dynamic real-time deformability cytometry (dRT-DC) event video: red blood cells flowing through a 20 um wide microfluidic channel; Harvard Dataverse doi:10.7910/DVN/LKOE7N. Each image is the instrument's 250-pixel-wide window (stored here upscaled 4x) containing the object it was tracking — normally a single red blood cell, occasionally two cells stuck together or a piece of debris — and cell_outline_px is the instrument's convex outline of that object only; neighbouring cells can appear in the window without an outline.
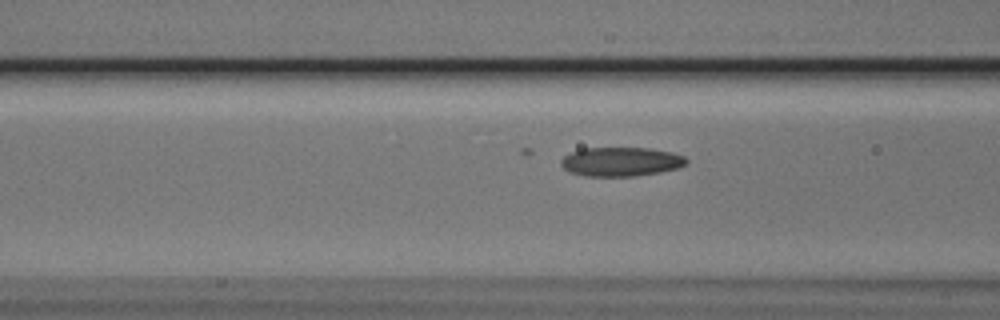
{"species": "Egyptian fruit bat (a non-hibernating species)", "species_latin": "Rousettus aegyptiacus", "temperature_condition": "cold", "stored_images_in_passage": 6, "camera_frame_rate_fps": 3000, "um_per_image_px": 0.085, "animal": {"sex": "male"}, "frame": {"image": 1, "passage_image": 4, "time_ms": 1.0, "image_size_px": [1000, 320], "cell_outline_px": [[688, 164], [676, 168], [660, 172], [632, 176], [584, 176], [568, 172], [560, 164], [560, 160], [564, 156], [580, 148], [648, 148], [672, 152], [684, 156], [688, 160]], "centroid_in_image_um": [52.76, 13.74], "position_along_channel_um": 113.8, "area_um2": 21.33}}